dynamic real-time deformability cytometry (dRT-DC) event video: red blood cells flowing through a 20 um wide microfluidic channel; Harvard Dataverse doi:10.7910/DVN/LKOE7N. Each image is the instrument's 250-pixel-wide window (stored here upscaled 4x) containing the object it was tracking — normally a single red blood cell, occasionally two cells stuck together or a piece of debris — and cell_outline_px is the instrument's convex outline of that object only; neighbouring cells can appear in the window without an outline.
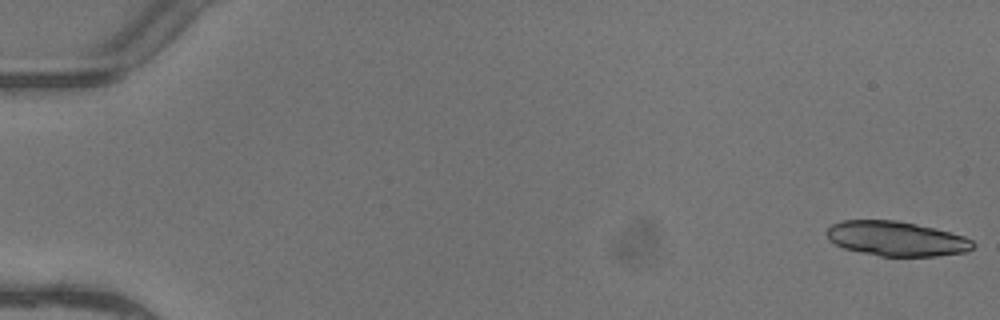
{"species": "common noctule bat (a hibernating species)", "species_latin": "Nyctalus noctula", "temperature_condition": "warm", "stored_images_in_passage": 6, "camera_frame_rate_fps": 3000, "um_per_image_px": 0.085, "animal": {"sex": "female"}, "frame": {"image": 1, "passage_image": 1, "time_ms": 0.0, "image_size_px": [1000, 320], "cell_outline_px": [[976, 244], [968, 252], [936, 256], [880, 256], [844, 248], [828, 240], [824, 232], [832, 224], [840, 220], [896, 220], [936, 228], [964, 236], [972, 240]], "centroid_in_image_um": [76.19, 20.28], "position_along_channel_um": 8.8, "area_um2": 29.77}}
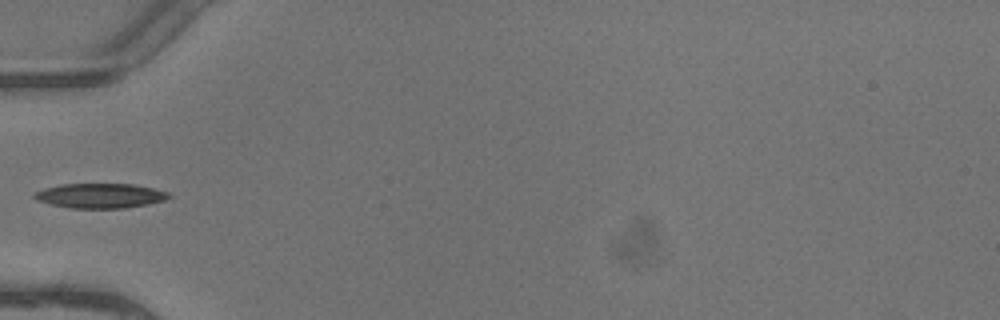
{"frame": {"image": 2, "passage_image": 5, "time_ms": 1.333, "image_size_px": [1000, 320], "cell_outline_px": [[172, 196], [164, 200], [148, 204], [124, 208], [72, 208], [52, 204], [36, 200], [32, 196], [32, 192], [44, 188], [60, 184], [132, 184], [152, 188], [168, 192]], "centroid_in_image_um": [8.48, 16.63], "position_along_channel_um": 76.5, "area_um2": 19.36}}
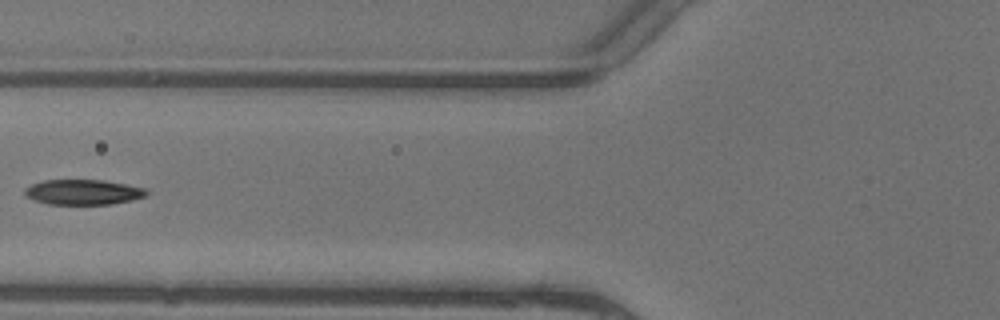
{"frame": {"image": 3, "passage_image": 6, "time_ms": 1.667, "image_size_px": [1000, 320], "cell_outline_px": [[148, 196], [132, 200], [112, 204], [48, 204], [36, 200], [28, 196], [24, 192], [24, 188], [32, 184], [44, 180], [100, 180], [124, 184], [144, 188], [148, 192]], "centroid_in_image_um": [7.09, 16.33], "position_along_channel_um": 118.7, "area_um2": 17.69}}